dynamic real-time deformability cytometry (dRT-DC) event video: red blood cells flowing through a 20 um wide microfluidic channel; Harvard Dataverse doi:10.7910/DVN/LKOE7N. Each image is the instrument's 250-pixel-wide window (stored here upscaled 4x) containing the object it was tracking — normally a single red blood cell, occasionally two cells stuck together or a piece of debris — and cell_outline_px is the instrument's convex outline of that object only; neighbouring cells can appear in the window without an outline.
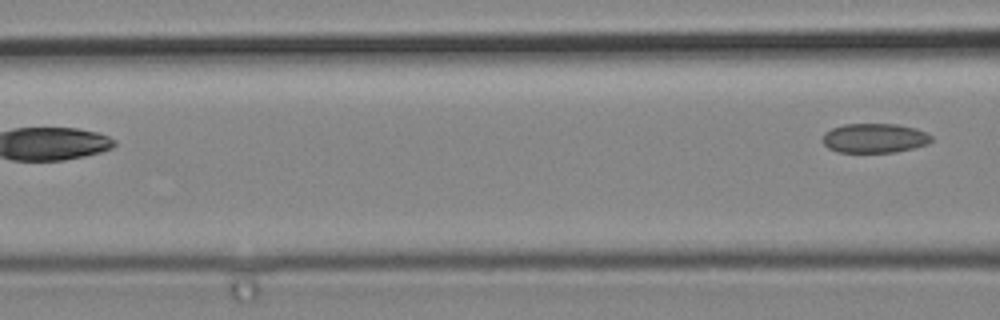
{"species": "common noctule bat (a hibernating species)", "species_latin": "Nyctalus noctula", "temperature_condition": "cold", "stored_images_in_passage": 5, "camera_frame_rate_fps": 3000, "um_per_image_px": 0.085, "animal": {"sex": "male", "body_mass_g": 19.2, "forearm_length_mm": 51.8}, "frame": {"image": 1, "passage_image": 5, "time_ms": 1.333, "image_size_px": [1000, 320], "cell_outline_px": [[932, 140], [928, 144], [896, 152], [836, 152], [828, 148], [820, 140], [824, 132], [832, 128], [844, 124], [896, 124], [916, 128], [928, 132], [932, 136]], "centroid_in_image_um": [74.32, 11.74], "position_along_channel_um": 92.3, "area_um2": 18.9}}